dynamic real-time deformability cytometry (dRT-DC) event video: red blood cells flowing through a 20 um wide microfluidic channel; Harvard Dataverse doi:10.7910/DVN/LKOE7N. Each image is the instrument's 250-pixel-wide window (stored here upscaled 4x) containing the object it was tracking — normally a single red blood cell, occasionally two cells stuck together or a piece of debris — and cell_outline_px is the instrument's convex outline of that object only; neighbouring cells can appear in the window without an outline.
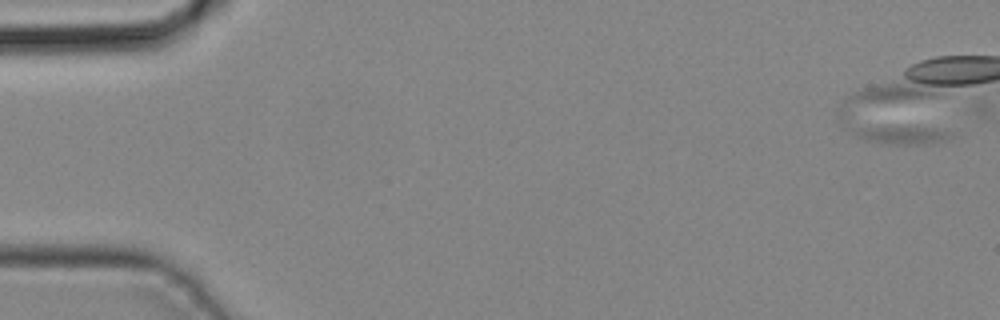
{"species": "common noctule bat (a hibernating species)", "species_latin": "Nyctalus noctula", "temperature_condition": "cold", "stored_images_in_passage": 2, "camera_frame_rate_fps": 3000, "um_per_image_px": 0.085, "animal": {"sex": "male", "body_mass_g": 19.2, "forearm_length_mm": 51.8}, "frame": {"image": 1, "passage_image": 1, "time_ms": 0.0, "image_size_px": [1000, 320], "cell_outline_px": [[952, 136], [948, 140], [936, 144], [880, 144], [868, 140], [852, 132], [844, 124], [848, 124], [932, 128], [948, 132]], "centroid_in_image_um": [76.47, 11.43], "position_along_channel_um": 8.5, "area_um2": 11.04}}